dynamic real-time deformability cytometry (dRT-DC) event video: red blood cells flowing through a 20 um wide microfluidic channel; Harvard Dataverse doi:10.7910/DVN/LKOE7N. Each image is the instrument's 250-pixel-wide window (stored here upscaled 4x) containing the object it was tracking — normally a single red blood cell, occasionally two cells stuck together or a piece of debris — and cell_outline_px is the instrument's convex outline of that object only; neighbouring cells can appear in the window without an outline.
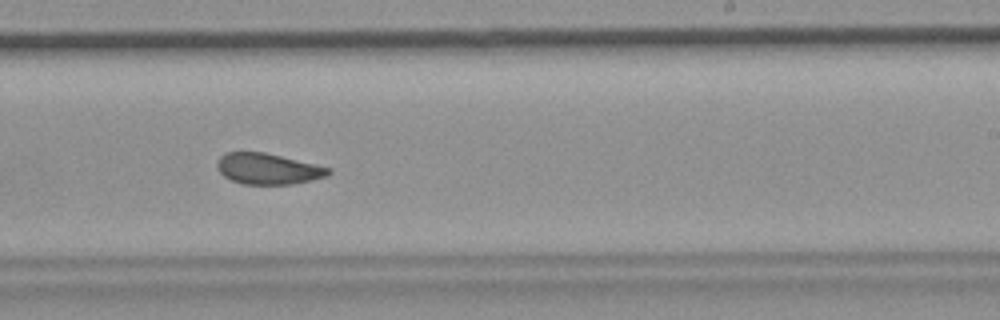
{"species": "common noctule bat (a hibernating species)", "species_latin": "Nyctalus noctula", "temperature_condition": "room temperature", "stored_images_in_passage": 50, "camera_frame_rate_fps": 3000, "um_per_image_px": 0.085, "animal": {"sex": "female", "body_mass_g": 19.9}, "frame": {"image": 1, "passage_image": 29, "time_ms": 9.333, "image_size_px": [1000, 320], "cell_outline_px": [[332, 172], [328, 176], [312, 180], [292, 184], [244, 184], [232, 180], [224, 176], [216, 168], [216, 164], [220, 156], [224, 152], [264, 152], [316, 164], [332, 168]], "centroid_in_image_um": [22.79, 14.34], "position_along_channel_um": 266.2, "area_um2": 20.17}, "authors_computed_cell_mechanics": {"area_um2": 21.386, "velocity_mm_per_s": 3.685, "shape_relaxation_time_tau1_ms": null, "shape_relaxation_time_tau2_ms": 1.9599, "deformation_change_tau1": null, "deformation_change_tau2": 0.0709}}